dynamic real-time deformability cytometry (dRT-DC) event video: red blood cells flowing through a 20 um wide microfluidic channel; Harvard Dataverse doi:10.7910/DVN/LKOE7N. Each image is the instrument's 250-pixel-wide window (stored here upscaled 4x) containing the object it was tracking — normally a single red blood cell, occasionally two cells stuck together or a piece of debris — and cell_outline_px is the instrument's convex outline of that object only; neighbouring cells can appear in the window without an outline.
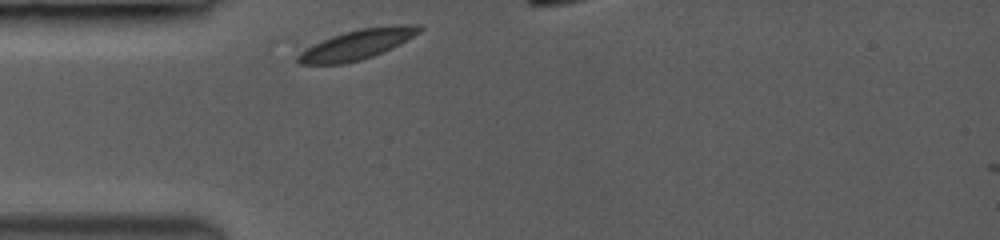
{"species": "common noctule bat (a hibernating species)", "species_latin": "Nyctalus noctula", "temperature_condition": "room temperature", "stored_images_in_passage": 13, "camera_frame_rate_fps": 3500, "um_per_image_px": 0.085, "animal": {"sex": "female", "body_mass_g": 19.0, "forearm_length_mm": 53.3}, "frame": {"image": 1, "passage_image": 1, "time_ms": 0.0, "image_size_px": [1000, 240], "cell_outline_px": [[424, 28], [420, 32], [400, 44], [372, 56], [360, 60], [344, 64], [300, 64], [296, 60], [296, 56], [300, 52], [332, 36], [344, 32], [360, 28], [396, 24], [420, 24]], "centroid_in_image_um": [30.41, 3.76], "position_along_channel_um": 54.6, "area_um2": 20.98}}
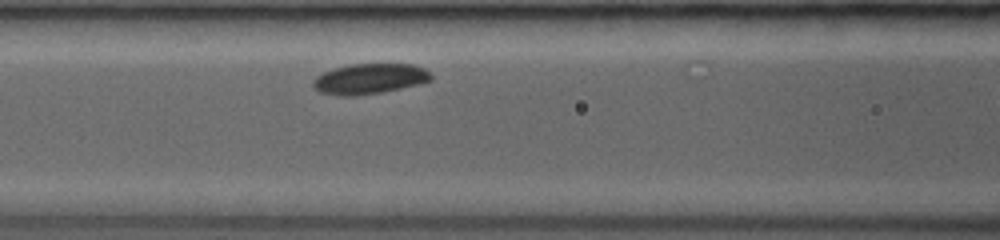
{"frame": {"image": 2, "passage_image": 9, "time_ms": 2.286, "image_size_px": [1000, 240], "cell_outline_px": [[432, 80], [400, 88], [380, 92], [320, 92], [312, 84], [312, 80], [316, 76], [332, 68], [348, 64], [412, 64], [424, 68], [432, 76]], "centroid_in_image_um": [31.46, 6.62], "position_along_channel_um": 135.1, "area_um2": 19.71}}
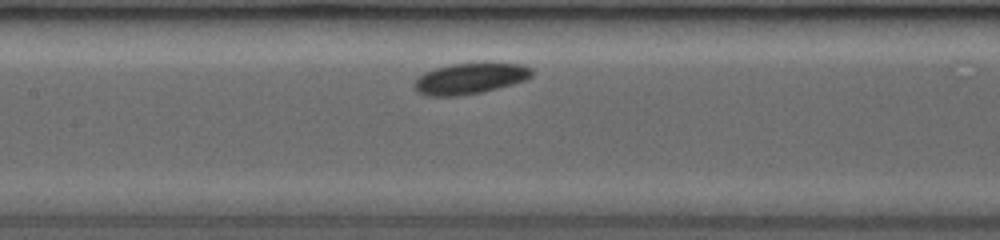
{"frame": {"image": 3, "passage_image": 12, "time_ms": 3.143, "image_size_px": [1000, 240], "cell_outline_px": [[532, 76], [528, 80], [480, 92], [452, 96], [436, 96], [420, 92], [412, 84], [424, 72], [448, 64], [488, 60], [524, 64], [532, 68]], "centroid_in_image_um": [40.06, 6.6], "position_along_channel_um": 167.3, "area_um2": 21.73}}